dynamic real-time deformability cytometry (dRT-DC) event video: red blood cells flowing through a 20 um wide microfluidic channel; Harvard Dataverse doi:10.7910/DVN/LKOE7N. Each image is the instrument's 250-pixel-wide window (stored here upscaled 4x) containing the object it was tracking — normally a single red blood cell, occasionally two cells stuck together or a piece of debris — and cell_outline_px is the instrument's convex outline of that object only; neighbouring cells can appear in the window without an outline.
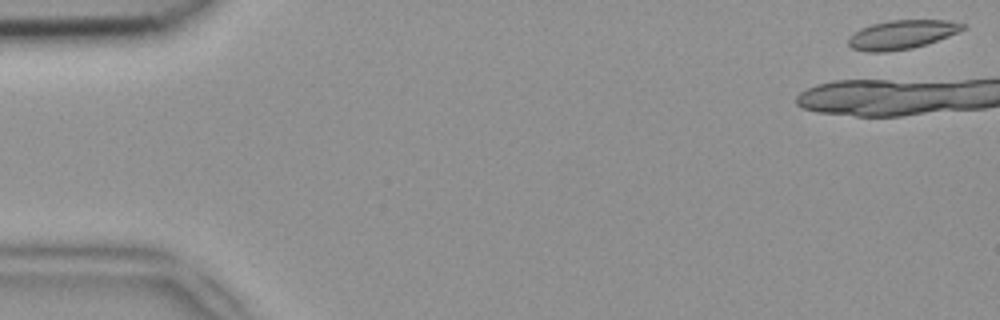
{"species": "common noctule bat (a hibernating species)", "species_latin": "Nyctalus noctula", "temperature_condition": "room temperature", "stored_images_in_passage": 7, "camera_frame_rate_fps": 3000, "um_per_image_px": 0.085, "animal": {"sex": "female", "body_mass_g": 18.4}, "frame": {"image": 1, "passage_image": 1, "time_ms": 0.0, "image_size_px": [1000, 320], "cell_outline_px": [[968, 28], [948, 36], [912, 48], [884, 52], [868, 52], [852, 48], [848, 44], [848, 36], [860, 28], [872, 24], [888, 20], [948, 20], [968, 24]], "centroid_in_image_um": [76.66, 2.92], "position_along_channel_um": 8.3, "area_um2": 19.36}}